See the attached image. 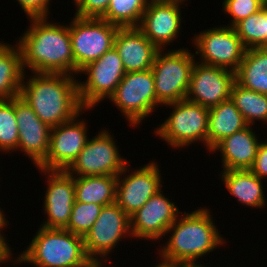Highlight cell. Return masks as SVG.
I'll use <instances>...</instances> for the list:
<instances>
[{
  "label": "cell",
  "instance_id": "6da1fadb",
  "mask_svg": "<svg viewBox=\"0 0 267 267\" xmlns=\"http://www.w3.org/2000/svg\"><path fill=\"white\" fill-rule=\"evenodd\" d=\"M211 214L209 206L181 212L167 229L166 241L156 249L159 254L156 258L184 267H211L200 264L199 260L222 246L225 248L229 242L221 235Z\"/></svg>",
  "mask_w": 267,
  "mask_h": 267
},
{
  "label": "cell",
  "instance_id": "7a4b0ae2",
  "mask_svg": "<svg viewBox=\"0 0 267 267\" xmlns=\"http://www.w3.org/2000/svg\"><path fill=\"white\" fill-rule=\"evenodd\" d=\"M49 18H29L28 28L17 37L23 70H29V74L31 71L74 76L69 22L61 24Z\"/></svg>",
  "mask_w": 267,
  "mask_h": 267
},
{
  "label": "cell",
  "instance_id": "3957f363",
  "mask_svg": "<svg viewBox=\"0 0 267 267\" xmlns=\"http://www.w3.org/2000/svg\"><path fill=\"white\" fill-rule=\"evenodd\" d=\"M78 76L24 72L20 97L51 128L73 119L84 108L79 100Z\"/></svg>",
  "mask_w": 267,
  "mask_h": 267
},
{
  "label": "cell",
  "instance_id": "277c9868",
  "mask_svg": "<svg viewBox=\"0 0 267 267\" xmlns=\"http://www.w3.org/2000/svg\"><path fill=\"white\" fill-rule=\"evenodd\" d=\"M14 264L33 267H96L86 255L83 237L66 229L39 227Z\"/></svg>",
  "mask_w": 267,
  "mask_h": 267
},
{
  "label": "cell",
  "instance_id": "5b68a950",
  "mask_svg": "<svg viewBox=\"0 0 267 267\" xmlns=\"http://www.w3.org/2000/svg\"><path fill=\"white\" fill-rule=\"evenodd\" d=\"M170 115L154 129L156 137L165 141L174 150L203 144L207 150L209 108L186 99L163 105Z\"/></svg>",
  "mask_w": 267,
  "mask_h": 267
},
{
  "label": "cell",
  "instance_id": "8992f818",
  "mask_svg": "<svg viewBox=\"0 0 267 267\" xmlns=\"http://www.w3.org/2000/svg\"><path fill=\"white\" fill-rule=\"evenodd\" d=\"M187 47L169 48L156 53L151 71L157 97V108L186 99L196 55Z\"/></svg>",
  "mask_w": 267,
  "mask_h": 267
},
{
  "label": "cell",
  "instance_id": "52a82bcc",
  "mask_svg": "<svg viewBox=\"0 0 267 267\" xmlns=\"http://www.w3.org/2000/svg\"><path fill=\"white\" fill-rule=\"evenodd\" d=\"M110 103L120 111L128 126L138 128L157 109L154 75L149 70L127 72L118 84Z\"/></svg>",
  "mask_w": 267,
  "mask_h": 267
},
{
  "label": "cell",
  "instance_id": "ba28073f",
  "mask_svg": "<svg viewBox=\"0 0 267 267\" xmlns=\"http://www.w3.org/2000/svg\"><path fill=\"white\" fill-rule=\"evenodd\" d=\"M126 238L132 241L130 217L116 202L103 206L91 230L83 237L86 255L96 267H106V263H112L109 255Z\"/></svg>",
  "mask_w": 267,
  "mask_h": 267
},
{
  "label": "cell",
  "instance_id": "9c48e42d",
  "mask_svg": "<svg viewBox=\"0 0 267 267\" xmlns=\"http://www.w3.org/2000/svg\"><path fill=\"white\" fill-rule=\"evenodd\" d=\"M119 28L102 18L71 17L69 33L74 56V76L79 77L82 68L114 47Z\"/></svg>",
  "mask_w": 267,
  "mask_h": 267
},
{
  "label": "cell",
  "instance_id": "30bf717a",
  "mask_svg": "<svg viewBox=\"0 0 267 267\" xmlns=\"http://www.w3.org/2000/svg\"><path fill=\"white\" fill-rule=\"evenodd\" d=\"M109 129L101 128L92 138H89L83 150L65 170L69 175L73 177L118 176L122 172L130 160L121 155L115 136Z\"/></svg>",
  "mask_w": 267,
  "mask_h": 267
},
{
  "label": "cell",
  "instance_id": "8fae6325",
  "mask_svg": "<svg viewBox=\"0 0 267 267\" xmlns=\"http://www.w3.org/2000/svg\"><path fill=\"white\" fill-rule=\"evenodd\" d=\"M123 62L113 47L99 59L79 71L85 74V81L77 79L79 100L84 109H96L100 102L114 94L125 75ZM95 107V108H94Z\"/></svg>",
  "mask_w": 267,
  "mask_h": 267
},
{
  "label": "cell",
  "instance_id": "7c38bea8",
  "mask_svg": "<svg viewBox=\"0 0 267 267\" xmlns=\"http://www.w3.org/2000/svg\"><path fill=\"white\" fill-rule=\"evenodd\" d=\"M215 27V28H214ZM197 32L191 39L192 47L196 50L197 62L222 67L236 72L243 59L245 47L235 28L219 25Z\"/></svg>",
  "mask_w": 267,
  "mask_h": 267
},
{
  "label": "cell",
  "instance_id": "4fadbf2b",
  "mask_svg": "<svg viewBox=\"0 0 267 267\" xmlns=\"http://www.w3.org/2000/svg\"><path fill=\"white\" fill-rule=\"evenodd\" d=\"M158 163L154 159L135 169L129 162L117 176L116 203L129 217L164 186Z\"/></svg>",
  "mask_w": 267,
  "mask_h": 267
},
{
  "label": "cell",
  "instance_id": "5bb4252c",
  "mask_svg": "<svg viewBox=\"0 0 267 267\" xmlns=\"http://www.w3.org/2000/svg\"><path fill=\"white\" fill-rule=\"evenodd\" d=\"M88 110L93 109L51 128L49 152L38 168L65 171L72 164L89 140L88 122L81 117Z\"/></svg>",
  "mask_w": 267,
  "mask_h": 267
},
{
  "label": "cell",
  "instance_id": "9a60e30c",
  "mask_svg": "<svg viewBox=\"0 0 267 267\" xmlns=\"http://www.w3.org/2000/svg\"><path fill=\"white\" fill-rule=\"evenodd\" d=\"M161 189L130 216V229L135 240L163 241L167 229L182 212ZM164 193V194H163ZM166 194V195H165ZM170 199V200H169Z\"/></svg>",
  "mask_w": 267,
  "mask_h": 267
},
{
  "label": "cell",
  "instance_id": "2e32d148",
  "mask_svg": "<svg viewBox=\"0 0 267 267\" xmlns=\"http://www.w3.org/2000/svg\"><path fill=\"white\" fill-rule=\"evenodd\" d=\"M46 179V191L43 196L44 221L41 227L64 229L70 220L75 202L74 177L64 170H43L36 167Z\"/></svg>",
  "mask_w": 267,
  "mask_h": 267
},
{
  "label": "cell",
  "instance_id": "e0dca14e",
  "mask_svg": "<svg viewBox=\"0 0 267 267\" xmlns=\"http://www.w3.org/2000/svg\"><path fill=\"white\" fill-rule=\"evenodd\" d=\"M235 72L195 61L186 100L206 108L217 106L230 99Z\"/></svg>",
  "mask_w": 267,
  "mask_h": 267
},
{
  "label": "cell",
  "instance_id": "ac0fdd59",
  "mask_svg": "<svg viewBox=\"0 0 267 267\" xmlns=\"http://www.w3.org/2000/svg\"><path fill=\"white\" fill-rule=\"evenodd\" d=\"M186 2L149 3L146 7L138 29L159 49L177 41L183 30L182 5ZM167 47V48H166Z\"/></svg>",
  "mask_w": 267,
  "mask_h": 267
},
{
  "label": "cell",
  "instance_id": "d6986e66",
  "mask_svg": "<svg viewBox=\"0 0 267 267\" xmlns=\"http://www.w3.org/2000/svg\"><path fill=\"white\" fill-rule=\"evenodd\" d=\"M15 114L19 130L18 147L38 167L49 152L51 127L42 122L20 96L15 97Z\"/></svg>",
  "mask_w": 267,
  "mask_h": 267
},
{
  "label": "cell",
  "instance_id": "ffe728a7",
  "mask_svg": "<svg viewBox=\"0 0 267 267\" xmlns=\"http://www.w3.org/2000/svg\"><path fill=\"white\" fill-rule=\"evenodd\" d=\"M255 127L248 125L244 129L224 137L209 152L220 153L223 170L250 169L255 161L261 139Z\"/></svg>",
  "mask_w": 267,
  "mask_h": 267
},
{
  "label": "cell",
  "instance_id": "44dd1931",
  "mask_svg": "<svg viewBox=\"0 0 267 267\" xmlns=\"http://www.w3.org/2000/svg\"><path fill=\"white\" fill-rule=\"evenodd\" d=\"M114 48L123 62L126 73L151 69L159 51L137 27L119 28Z\"/></svg>",
  "mask_w": 267,
  "mask_h": 267
},
{
  "label": "cell",
  "instance_id": "7402d4cb",
  "mask_svg": "<svg viewBox=\"0 0 267 267\" xmlns=\"http://www.w3.org/2000/svg\"><path fill=\"white\" fill-rule=\"evenodd\" d=\"M227 192L234 197L242 206L266 210L267 199L262 180L249 169L245 170H222L218 174Z\"/></svg>",
  "mask_w": 267,
  "mask_h": 267
},
{
  "label": "cell",
  "instance_id": "603a6c76",
  "mask_svg": "<svg viewBox=\"0 0 267 267\" xmlns=\"http://www.w3.org/2000/svg\"><path fill=\"white\" fill-rule=\"evenodd\" d=\"M248 124L231 99L209 109L207 153L224 137L238 132Z\"/></svg>",
  "mask_w": 267,
  "mask_h": 267
},
{
  "label": "cell",
  "instance_id": "cb8c5ba5",
  "mask_svg": "<svg viewBox=\"0 0 267 267\" xmlns=\"http://www.w3.org/2000/svg\"><path fill=\"white\" fill-rule=\"evenodd\" d=\"M23 76L22 53L17 42L13 41L12 45L1 40L0 100H9L20 96Z\"/></svg>",
  "mask_w": 267,
  "mask_h": 267
},
{
  "label": "cell",
  "instance_id": "d4e9b609",
  "mask_svg": "<svg viewBox=\"0 0 267 267\" xmlns=\"http://www.w3.org/2000/svg\"><path fill=\"white\" fill-rule=\"evenodd\" d=\"M235 81L246 89L267 95V47L245 50Z\"/></svg>",
  "mask_w": 267,
  "mask_h": 267
},
{
  "label": "cell",
  "instance_id": "484cf974",
  "mask_svg": "<svg viewBox=\"0 0 267 267\" xmlns=\"http://www.w3.org/2000/svg\"><path fill=\"white\" fill-rule=\"evenodd\" d=\"M75 201L107 206L116 202L117 176L74 177Z\"/></svg>",
  "mask_w": 267,
  "mask_h": 267
},
{
  "label": "cell",
  "instance_id": "4316f807",
  "mask_svg": "<svg viewBox=\"0 0 267 267\" xmlns=\"http://www.w3.org/2000/svg\"><path fill=\"white\" fill-rule=\"evenodd\" d=\"M230 99L248 125L253 126L255 122H261L262 126H267V95L246 89L235 81Z\"/></svg>",
  "mask_w": 267,
  "mask_h": 267
},
{
  "label": "cell",
  "instance_id": "83f0119b",
  "mask_svg": "<svg viewBox=\"0 0 267 267\" xmlns=\"http://www.w3.org/2000/svg\"><path fill=\"white\" fill-rule=\"evenodd\" d=\"M148 4L147 0H110L102 19L120 28L138 27Z\"/></svg>",
  "mask_w": 267,
  "mask_h": 267
},
{
  "label": "cell",
  "instance_id": "f1b7e54d",
  "mask_svg": "<svg viewBox=\"0 0 267 267\" xmlns=\"http://www.w3.org/2000/svg\"><path fill=\"white\" fill-rule=\"evenodd\" d=\"M234 28L245 49L266 47V5Z\"/></svg>",
  "mask_w": 267,
  "mask_h": 267
},
{
  "label": "cell",
  "instance_id": "f546056e",
  "mask_svg": "<svg viewBox=\"0 0 267 267\" xmlns=\"http://www.w3.org/2000/svg\"><path fill=\"white\" fill-rule=\"evenodd\" d=\"M18 140L15 97L9 100H0V154H13L14 151L16 153Z\"/></svg>",
  "mask_w": 267,
  "mask_h": 267
},
{
  "label": "cell",
  "instance_id": "4dcf8cb0",
  "mask_svg": "<svg viewBox=\"0 0 267 267\" xmlns=\"http://www.w3.org/2000/svg\"><path fill=\"white\" fill-rule=\"evenodd\" d=\"M102 205L95 203L74 202L68 225L64 228L73 234L84 237L97 220Z\"/></svg>",
  "mask_w": 267,
  "mask_h": 267
},
{
  "label": "cell",
  "instance_id": "1f68e13d",
  "mask_svg": "<svg viewBox=\"0 0 267 267\" xmlns=\"http://www.w3.org/2000/svg\"><path fill=\"white\" fill-rule=\"evenodd\" d=\"M222 11L230 21L227 26L234 27L241 20L257 13L263 8V4L258 0H221Z\"/></svg>",
  "mask_w": 267,
  "mask_h": 267
},
{
  "label": "cell",
  "instance_id": "d6a6232c",
  "mask_svg": "<svg viewBox=\"0 0 267 267\" xmlns=\"http://www.w3.org/2000/svg\"><path fill=\"white\" fill-rule=\"evenodd\" d=\"M110 0H78L75 4V16L83 18H102Z\"/></svg>",
  "mask_w": 267,
  "mask_h": 267
},
{
  "label": "cell",
  "instance_id": "836d02e7",
  "mask_svg": "<svg viewBox=\"0 0 267 267\" xmlns=\"http://www.w3.org/2000/svg\"><path fill=\"white\" fill-rule=\"evenodd\" d=\"M23 10L27 19L50 16V5L52 0H16Z\"/></svg>",
  "mask_w": 267,
  "mask_h": 267
},
{
  "label": "cell",
  "instance_id": "e575fe53",
  "mask_svg": "<svg viewBox=\"0 0 267 267\" xmlns=\"http://www.w3.org/2000/svg\"><path fill=\"white\" fill-rule=\"evenodd\" d=\"M249 170L262 180L267 181V138L265 141H261L255 161Z\"/></svg>",
  "mask_w": 267,
  "mask_h": 267
},
{
  "label": "cell",
  "instance_id": "d590c367",
  "mask_svg": "<svg viewBox=\"0 0 267 267\" xmlns=\"http://www.w3.org/2000/svg\"><path fill=\"white\" fill-rule=\"evenodd\" d=\"M1 203V202H0ZM6 214L4 213V210L0 207V242L12 253V249L14 248H11V245H9V241H8V237L6 235L8 234H5L3 233V230L4 229H7L9 226V221H8V217L6 218Z\"/></svg>",
  "mask_w": 267,
  "mask_h": 267
},
{
  "label": "cell",
  "instance_id": "8d00e7d4",
  "mask_svg": "<svg viewBox=\"0 0 267 267\" xmlns=\"http://www.w3.org/2000/svg\"><path fill=\"white\" fill-rule=\"evenodd\" d=\"M11 262L14 265L13 254L0 242V265Z\"/></svg>",
  "mask_w": 267,
  "mask_h": 267
},
{
  "label": "cell",
  "instance_id": "74e56055",
  "mask_svg": "<svg viewBox=\"0 0 267 267\" xmlns=\"http://www.w3.org/2000/svg\"><path fill=\"white\" fill-rule=\"evenodd\" d=\"M158 260H159L158 261L159 263L157 265H155L154 267H184L182 265L174 264L172 262H166L163 260L160 261V259H158Z\"/></svg>",
  "mask_w": 267,
  "mask_h": 267
},
{
  "label": "cell",
  "instance_id": "f35d334b",
  "mask_svg": "<svg viewBox=\"0 0 267 267\" xmlns=\"http://www.w3.org/2000/svg\"><path fill=\"white\" fill-rule=\"evenodd\" d=\"M147 1H148V3L188 2V0H147Z\"/></svg>",
  "mask_w": 267,
  "mask_h": 267
},
{
  "label": "cell",
  "instance_id": "ab89813d",
  "mask_svg": "<svg viewBox=\"0 0 267 267\" xmlns=\"http://www.w3.org/2000/svg\"><path fill=\"white\" fill-rule=\"evenodd\" d=\"M266 47H267V5H266Z\"/></svg>",
  "mask_w": 267,
  "mask_h": 267
},
{
  "label": "cell",
  "instance_id": "60d3db41",
  "mask_svg": "<svg viewBox=\"0 0 267 267\" xmlns=\"http://www.w3.org/2000/svg\"><path fill=\"white\" fill-rule=\"evenodd\" d=\"M260 1L264 6L267 5V0H258Z\"/></svg>",
  "mask_w": 267,
  "mask_h": 267
}]
</instances>
